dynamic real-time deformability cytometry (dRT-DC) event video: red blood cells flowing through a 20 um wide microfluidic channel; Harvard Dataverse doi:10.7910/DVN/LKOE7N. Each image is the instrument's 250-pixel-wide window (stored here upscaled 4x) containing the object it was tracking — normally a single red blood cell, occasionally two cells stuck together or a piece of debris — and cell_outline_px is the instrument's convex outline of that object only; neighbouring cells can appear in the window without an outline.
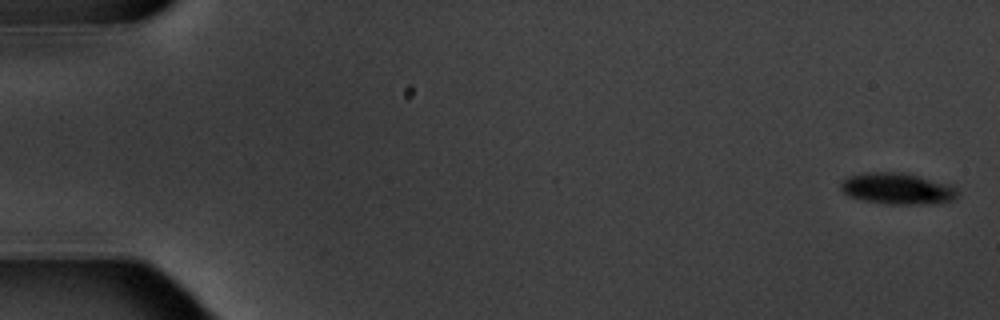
{"species": "common noctule bat (a hibernating species)", "species_latin": "Nyctalus noctula", "temperature_condition": "warm", "stored_images_in_passage": 7, "camera_frame_rate_fps": 3000, "um_per_image_px": 0.085, "animal": {"sex": "male", "body_mass_g": 20.1, "forearm_length_mm": 53.5}, "frame": {"image": 1, "passage_image": 1, "time_ms": 0.0, "image_size_px": [1000, 320], "cell_outline_px": [[960, 196], [956, 200], [928, 204], [884, 204], [860, 200], [848, 196], [840, 188], [840, 184], [848, 176], [868, 172], [900, 172], [952, 184], [960, 188]], "centroid_in_image_um": [76.35, 16.05], "position_along_channel_um": 8.7, "area_um2": 21.79}}
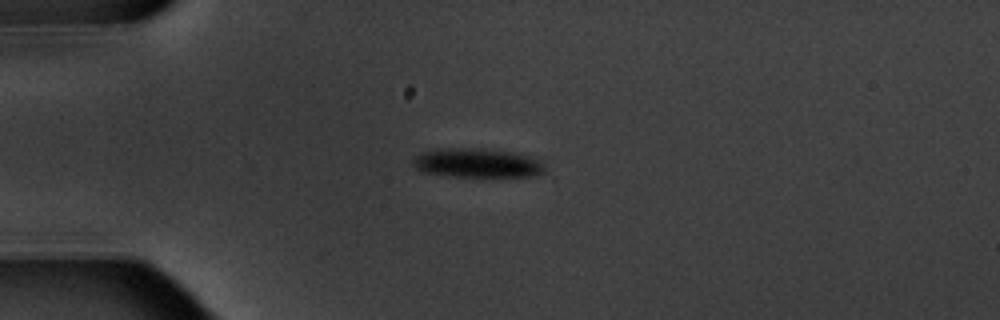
{"frame": {"image": 2, "passage_image": 5, "time_ms": 4.667, "image_size_px": [1000, 320], "cell_outline_px": [[544, 172], [536, 176], [452, 176], [420, 172], [412, 164], [412, 160], [420, 152], [440, 148], [480, 148], [512, 152], [536, 156], [544, 164]], "centroid_in_image_um": [40.57, 13.84], "position_along_channel_um": 44.4, "area_um2": 22.72}}
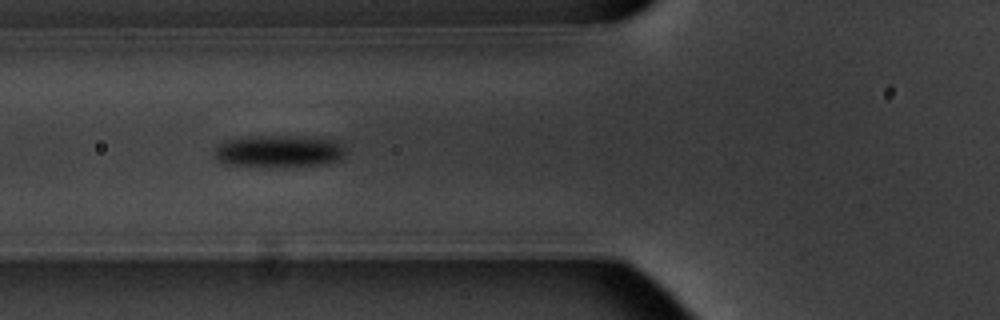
{"frame": {"image": 3, "passage_image": 7, "time_ms": 7.0, "image_size_px": [1000, 320], "cell_outline_px": [[344, 156], [340, 160], [328, 164], [224, 164], [212, 152], [220, 144], [228, 140], [260, 136], [304, 136], [336, 140], [344, 144]], "centroid_in_image_um": [23.8, 12.81], "position_along_channel_um": 102.0, "area_um2": 23.52}}